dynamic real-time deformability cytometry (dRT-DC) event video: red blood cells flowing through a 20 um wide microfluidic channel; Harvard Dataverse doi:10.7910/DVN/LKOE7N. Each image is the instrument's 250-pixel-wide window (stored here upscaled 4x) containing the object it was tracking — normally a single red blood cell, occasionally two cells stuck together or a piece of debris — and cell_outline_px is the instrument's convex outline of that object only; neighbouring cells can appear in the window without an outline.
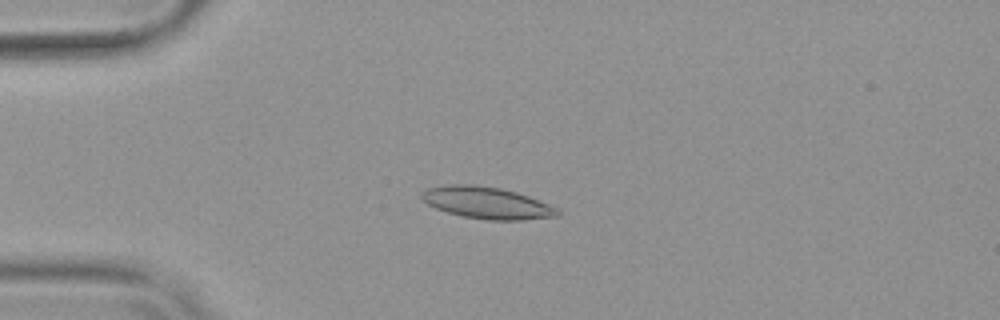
{"species": "common noctule bat (a hibernating species)", "species_latin": "Nyctalus noctula", "temperature_condition": "warm", "stored_images_in_passage": 54, "camera_frame_rate_fps": 3000, "um_per_image_px": 0.085, "animal": {"sex": "female", "body_mass_g": 19.9}, "frame": {"image": 1, "passage_image": 14, "time_ms": 4.333, "image_size_px": [1000, 320], "cell_outline_px": [[560, 216], [524, 220], [488, 220], [460, 216], [436, 208], [428, 204], [420, 196], [420, 192], [424, 188], [444, 184], [476, 184], [500, 188], [516, 192], [528, 196], [548, 204], [556, 208], [560, 212]], "centroid_in_image_um": [41.34, 17.23], "position_along_channel_um": 43.7, "area_um2": 25.43}}
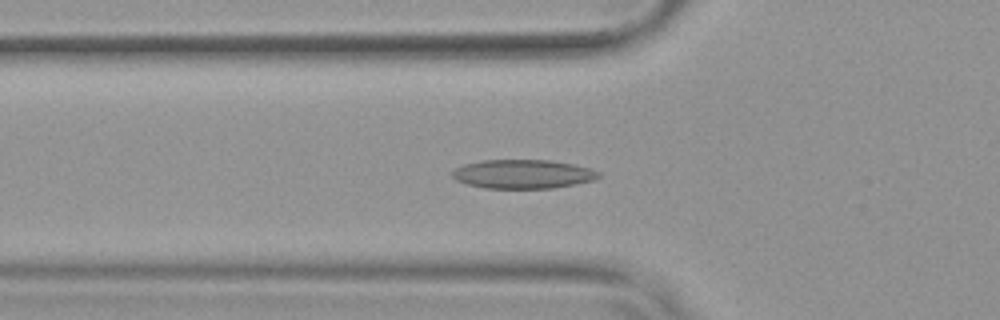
{"frame": {"image": 2, "passage_image": 19, "time_ms": 6.0, "image_size_px": [1000, 320], "cell_outline_px": [[600, 176], [596, 180], [576, 184], [552, 188], [484, 188], [468, 184], [456, 180], [452, 176], [452, 172], [456, 168], [464, 164], [480, 160], [552, 160], [576, 164], [592, 168], [600, 172]], "centroid_in_image_um": [44.5, 14.79], "position_along_channel_um": 81.3, "area_um2": 24.91}}
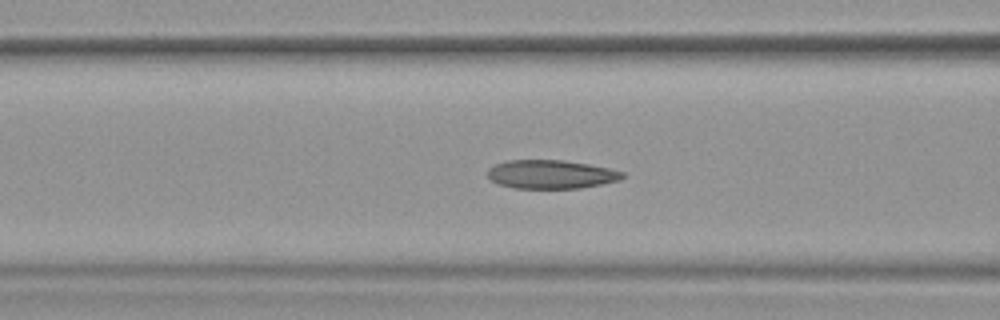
{"frame": {"image": 3, "passage_image": 22, "time_ms": 7.0, "image_size_px": [1000, 320], "cell_outline_px": [[624, 176], [620, 180], [580, 188], [512, 188], [500, 184], [492, 180], [488, 176], [488, 168], [496, 164], [508, 160], [564, 160], [588, 164], [608, 168], [624, 172]], "centroid_in_image_um": [46.83, 14.81], "position_along_channel_um": 119.8, "area_um2": 22.37}, "authors_computed_cell_mechanics": {"area_um2": 23.5535, "velocity_mm_per_s": 3.8038, "shape_relaxation_time_tau1_ms": 9.1944, "shape_relaxation_time_tau2_ms": 2.4228, "deformation_change_tau1": 0.2214, "deformation_change_tau2": 0.098}}